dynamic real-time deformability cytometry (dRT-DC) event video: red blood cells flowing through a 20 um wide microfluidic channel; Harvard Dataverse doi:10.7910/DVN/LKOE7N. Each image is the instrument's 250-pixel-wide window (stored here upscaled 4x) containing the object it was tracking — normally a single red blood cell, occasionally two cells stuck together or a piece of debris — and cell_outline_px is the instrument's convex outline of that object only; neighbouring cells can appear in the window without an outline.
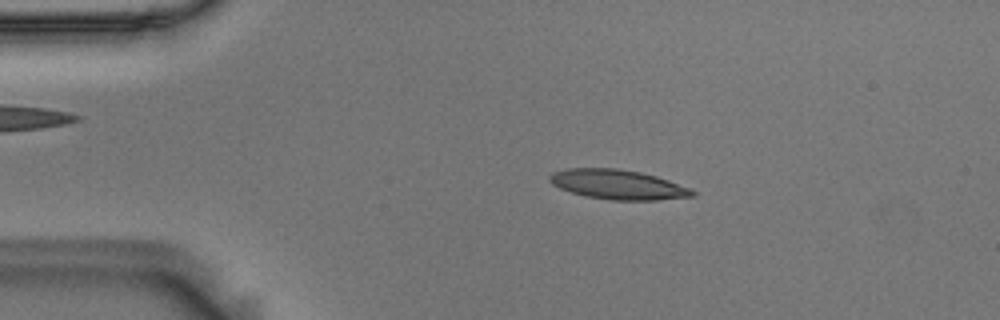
{"species": "Egyptian fruit bat (a non-hibernating species)", "species_latin": "Rousettus aegyptiacus", "temperature_condition": "room temperature", "stored_images_in_passage": 55, "camera_frame_rate_fps": 3000, "um_per_image_px": 0.085, "animal": {"sex": "male"}, "frame": {"image": 1, "passage_image": 10, "time_ms": 3.0, "image_size_px": [1000, 320], "cell_outline_px": [[696, 196], [656, 200], [612, 200], [584, 196], [560, 188], [552, 184], [548, 180], [548, 176], [552, 172], [564, 168], [616, 168], [640, 172], [656, 176], [668, 180], [688, 188], [696, 192]], "centroid_in_image_um": [52.48, 15.68], "position_along_channel_um": 32.5, "area_um2": 24.68}}
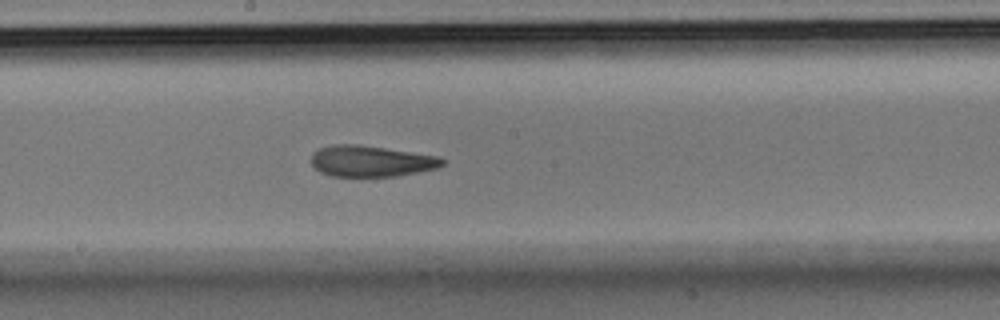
{"frame": {"image": 2, "passage_image": 29, "time_ms": 9.333, "image_size_px": [1000, 320], "cell_outline_px": [[444, 164], [436, 168], [396, 176], [332, 176], [320, 172], [312, 164], [312, 152], [320, 148], [332, 144], [356, 144], [384, 148], [436, 156], [444, 160]], "centroid_in_image_um": [31.49, 13.69], "position_along_channel_um": 216.7, "area_um2": 23.41}}
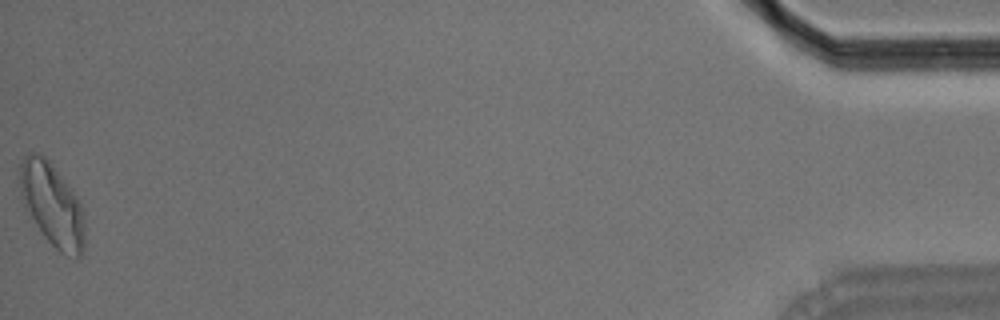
{"frame": {"image": 3, "passage_image": 55, "time_ms": 18.0, "image_size_px": [1000, 320], "cell_outline_px": [[84, 248], [80, 256], [76, 256], [60, 252], [44, 236], [24, 212], [16, 176], [16, 168], [24, 156], [32, 152], [36, 152], [44, 156], [48, 160], [72, 188], [84, 212]], "centroid_in_image_um": [4.35, 17.33], "position_along_channel_um": 430.9, "area_um2": 32.19}, "authors_computed_cell_mechanics": {"area_um2": 24.3916, "velocity_mm_per_s": 3.5897, "shape_relaxation_time_tau1_ms": 5.5599, "shape_relaxation_time_tau2_ms": 2.7192, "deformation_change_tau1": 0.1888, "deformation_change_tau2": 0.0989}}